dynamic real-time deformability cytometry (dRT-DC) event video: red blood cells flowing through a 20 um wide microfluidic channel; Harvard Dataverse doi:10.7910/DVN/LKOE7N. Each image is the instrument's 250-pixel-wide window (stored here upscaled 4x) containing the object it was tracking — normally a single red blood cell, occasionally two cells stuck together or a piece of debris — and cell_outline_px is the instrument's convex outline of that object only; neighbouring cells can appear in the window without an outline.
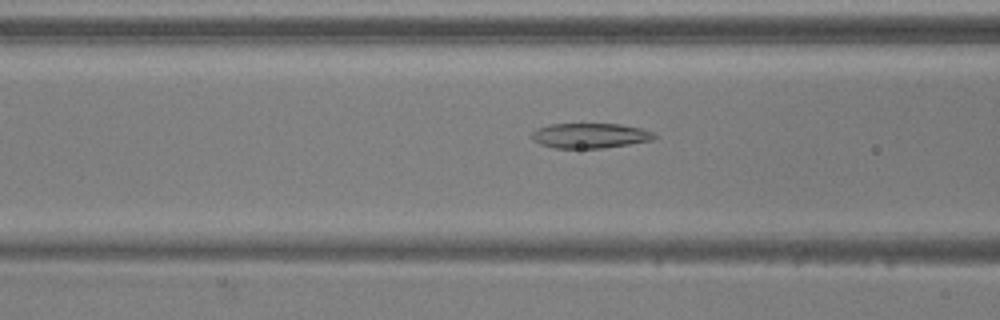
{"species": "common noctule bat (a hibernating species)", "species_latin": "Nyctalus noctula", "temperature_condition": "warm", "stored_images_in_passage": 35, "camera_frame_rate_fps": 3000, "um_per_image_px": 0.085, "animal": {"sex": "male", "body_mass_g": 20.5, "forearm_length_mm": 52.5}, "frame": {"image": 1, "passage_image": 5, "time_ms": 1.333, "image_size_px": [1000, 320], "cell_outline_px": [[656, 136], [652, 140], [628, 144], [600, 148], [556, 148], [540, 144], [532, 140], [532, 132], [536, 128], [548, 124], [620, 124], [640, 128], [652, 132]], "centroid_in_image_um": [50.1, 11.52], "position_along_channel_um": 116.5, "area_um2": 17.74}}
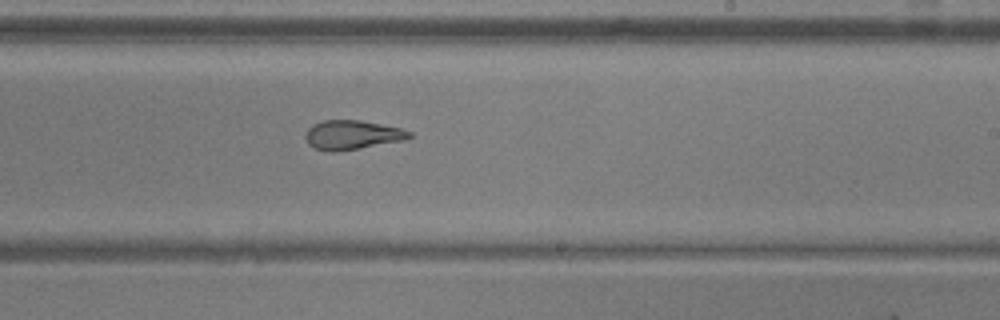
{"frame": {"image": 2, "passage_image": 16, "time_ms": 5.0, "image_size_px": [1000, 320], "cell_outline_px": [[412, 136], [404, 140], [336, 152], [332, 152], [316, 148], [308, 144], [304, 136], [308, 128], [312, 124], [324, 120], [360, 120], [400, 128], [412, 132]], "centroid_in_image_um": [29.91, 11.46], "position_along_channel_um": 259.1, "area_um2": 17.57}}
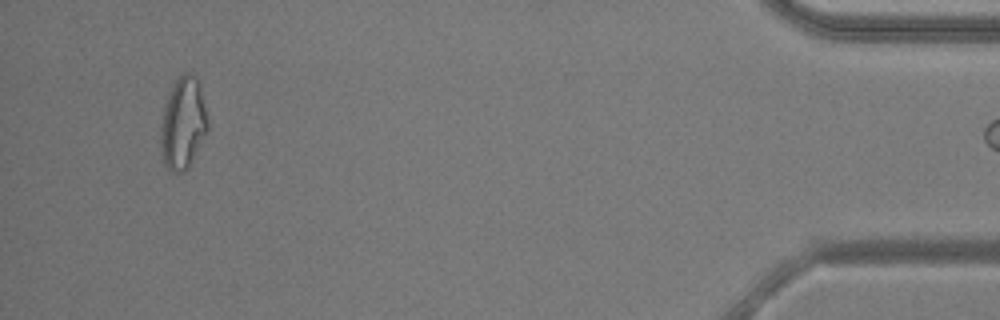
{"frame": {"image": 3, "passage_image": 34, "time_ms": 11.0, "image_size_px": [1000, 320], "cell_outline_px": [[208, 128], [188, 168], [184, 172], [172, 172], [164, 164], [160, 152], [160, 128], [164, 104], [168, 92], [172, 84], [184, 72], [188, 72], [196, 76], [208, 120]], "centroid_in_image_um": [15.51, 10.49], "position_along_channel_um": 419.7, "area_um2": 25.14}}